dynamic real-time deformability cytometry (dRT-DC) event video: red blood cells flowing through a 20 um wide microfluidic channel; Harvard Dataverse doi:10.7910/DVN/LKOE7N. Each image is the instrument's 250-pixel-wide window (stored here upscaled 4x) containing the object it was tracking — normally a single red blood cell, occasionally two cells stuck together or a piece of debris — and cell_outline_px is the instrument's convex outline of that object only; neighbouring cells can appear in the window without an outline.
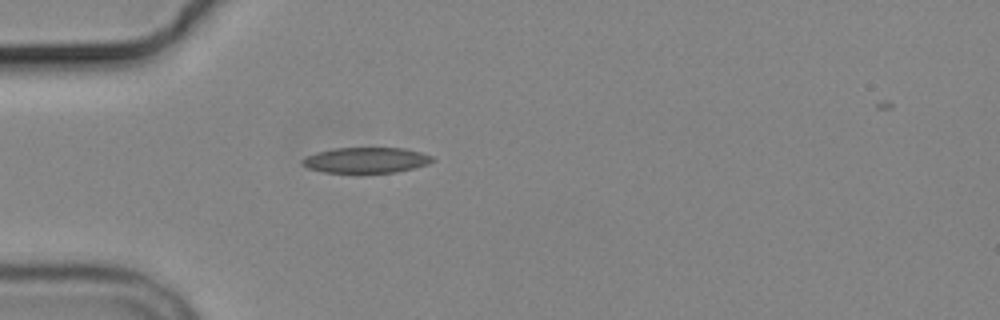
{"species": "common noctule bat (a hibernating species)", "species_latin": "Nyctalus noctula", "temperature_condition": "cold", "stored_images_in_passage": 3, "camera_frame_rate_fps": 3000, "um_per_image_px": 0.085, "animal": {"sex": "male", "body_mass_g": 19.2, "forearm_length_mm": 51.8}, "frame": {"image": 1, "passage_image": 2, "time_ms": 1.333, "image_size_px": [1000, 320], "cell_outline_px": [[436, 160], [428, 164], [396, 172], [324, 172], [308, 168], [300, 164], [300, 160], [304, 156], [316, 152], [332, 148], [404, 148], [420, 152], [432, 156]], "centroid_in_image_um": [31.07, 13.6], "position_along_channel_um": 53.9, "area_um2": 19.42}}